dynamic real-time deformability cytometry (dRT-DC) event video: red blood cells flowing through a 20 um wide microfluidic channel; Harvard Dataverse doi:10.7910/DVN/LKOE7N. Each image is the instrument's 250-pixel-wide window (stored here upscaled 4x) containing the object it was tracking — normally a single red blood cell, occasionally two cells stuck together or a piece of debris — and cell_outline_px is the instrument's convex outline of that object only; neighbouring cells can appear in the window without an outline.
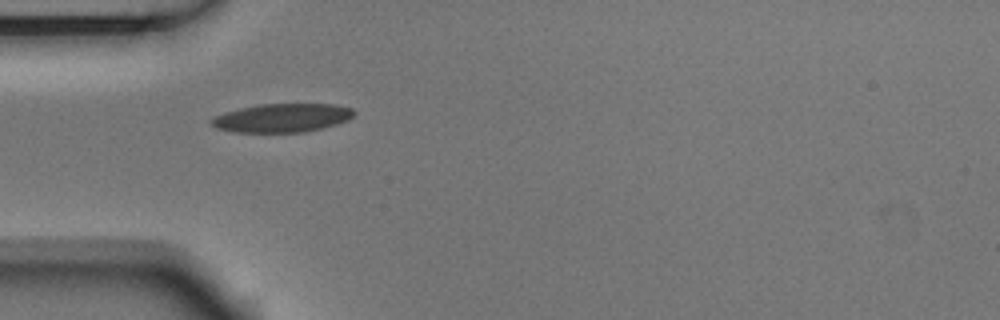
{"species": "Egyptian fruit bat (a non-hibernating species)", "species_latin": "Rousettus aegyptiacus", "temperature_condition": "room temperature", "stored_images_in_passage": 20, "camera_frame_rate_fps": 3000, "um_per_image_px": 0.085, "animal": {"sex": "male"}, "frame": {"image": 1, "passage_image": 1, "time_ms": 0.0, "image_size_px": [1000, 320], "cell_outline_px": [[356, 112], [348, 120], [336, 124], [304, 132], [232, 132], [216, 128], [208, 124], [208, 120], [224, 112], [240, 108], [260, 104], [332, 104], [352, 108]], "centroid_in_image_um": [23.93, 10.02], "position_along_channel_um": 61.1, "area_um2": 23.81}}
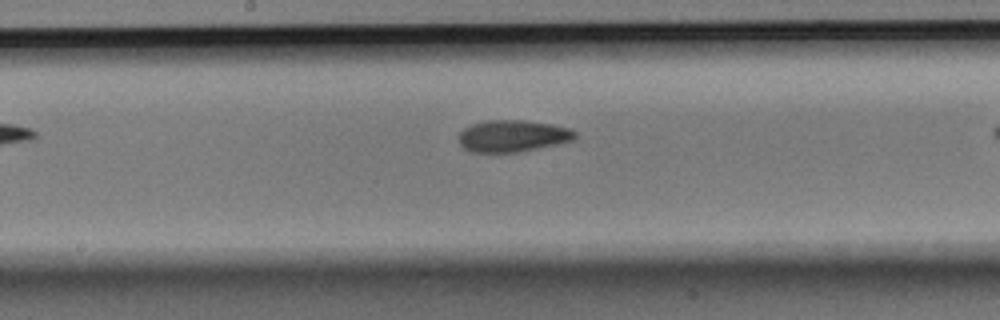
{"frame": {"image": 2, "passage_image": 9, "time_ms": 2.667, "image_size_px": [1000, 320], "cell_outline_px": [[576, 136], [572, 140], [556, 144], [516, 152], [472, 152], [464, 148], [460, 144], [460, 132], [464, 128], [472, 124], [488, 120], [524, 120], [552, 124], [568, 128], [576, 132]], "centroid_in_image_um": [43.56, 11.55], "position_along_channel_um": 204.6, "area_um2": 21.27}}
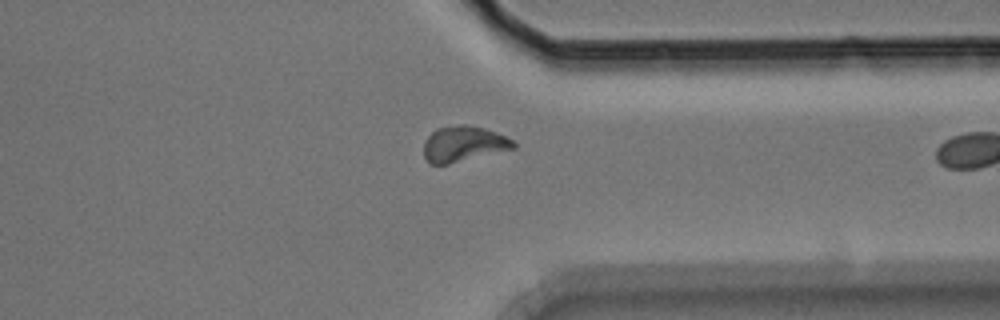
{"frame": {"image": 3, "passage_image": 19, "time_ms": 6.0, "image_size_px": [1000, 320], "cell_outline_px": [[516, 148], [448, 164], [428, 164], [424, 156], [424, 140], [436, 128], [460, 124], [468, 124], [484, 128], [496, 132], [512, 140], [516, 144]], "centroid_in_image_um": [39.38, 12.23], "position_along_channel_um": 372.0, "area_um2": 18.67}}